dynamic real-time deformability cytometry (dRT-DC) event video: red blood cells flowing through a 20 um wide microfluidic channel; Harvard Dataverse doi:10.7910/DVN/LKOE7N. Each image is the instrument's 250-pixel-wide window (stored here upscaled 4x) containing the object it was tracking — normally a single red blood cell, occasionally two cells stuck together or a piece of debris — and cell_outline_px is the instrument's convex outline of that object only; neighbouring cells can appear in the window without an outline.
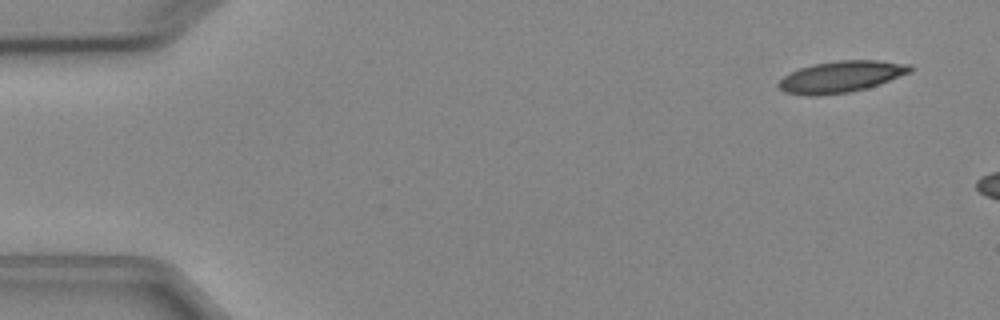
{"species": "Egyptian fruit bat (a non-hibernating species)", "species_latin": "Rousettus aegyptiacus", "temperature_condition": "cold", "stored_images_in_passage": 3, "camera_frame_rate_fps": 3000, "um_per_image_px": 0.085, "animal": {"sex": "female"}, "frame": {"image": 1, "passage_image": 1, "time_ms": 0.0, "image_size_px": [1000, 320], "cell_outline_px": [[912, 72], [880, 84], [848, 92], [816, 96], [808, 96], [784, 92], [776, 84], [784, 76], [800, 68], [812, 64], [836, 60], [876, 60], [912, 64]], "centroid_in_image_um": [71.5, 6.51], "position_along_channel_um": 13.5, "area_um2": 24.16}}